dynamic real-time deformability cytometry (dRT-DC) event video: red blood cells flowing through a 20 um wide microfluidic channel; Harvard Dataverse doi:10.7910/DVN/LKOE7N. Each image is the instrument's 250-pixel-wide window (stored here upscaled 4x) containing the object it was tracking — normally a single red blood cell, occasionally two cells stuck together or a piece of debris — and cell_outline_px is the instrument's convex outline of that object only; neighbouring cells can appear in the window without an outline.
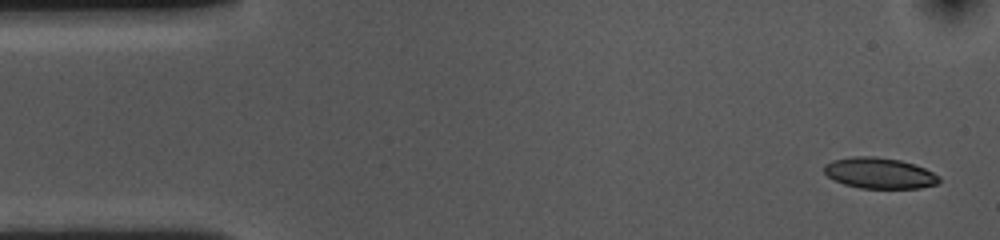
{"species": "common noctule bat (a hibernating species)", "species_latin": "Nyctalus noctula", "temperature_condition": "cold", "stored_images_in_passage": 7, "camera_frame_rate_fps": 3000, "um_per_image_px": 0.085, "animal": {"sex": "female", "body_mass_g": 10.0, "forearm_length_mm": 53.1}, "frame": {"image": 1, "passage_image": 1, "time_ms": 0.0, "image_size_px": [1000, 240], "cell_outline_px": [[940, 180], [936, 184], [920, 188], [860, 188], [844, 184], [828, 176], [824, 172], [824, 164], [832, 160], [852, 156], [876, 156], [900, 160], [924, 168], [940, 176]], "centroid_in_image_um": [74.73, 14.71], "position_along_channel_um": 10.3, "area_um2": 20.63}}